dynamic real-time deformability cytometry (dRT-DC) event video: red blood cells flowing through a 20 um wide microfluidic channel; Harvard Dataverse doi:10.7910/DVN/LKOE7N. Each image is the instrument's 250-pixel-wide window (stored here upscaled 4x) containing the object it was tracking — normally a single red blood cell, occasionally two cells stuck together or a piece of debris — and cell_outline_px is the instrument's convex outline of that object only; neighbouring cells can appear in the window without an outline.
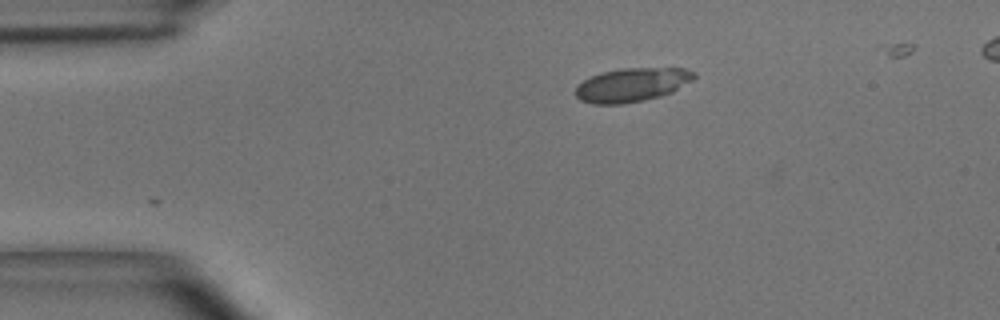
{"species": "common noctule bat (a hibernating species)", "species_latin": "Nyctalus noctula", "temperature_condition": "room temperature", "stored_images_in_passage": 2, "camera_frame_rate_fps": 3000, "um_per_image_px": 0.085, "animal": {"sex": "male", "body_mass_g": 15.6}, "frame": {"image": 1, "passage_image": 2, "time_ms": 0.333, "image_size_px": [1000, 320], "cell_outline_px": [[696, 76], [692, 80], [672, 92], [660, 96], [644, 100], [620, 104], [592, 104], [580, 100], [576, 96], [576, 88], [584, 80], [600, 72], [624, 68], [684, 68], [696, 72]], "centroid_in_image_um": [53.73, 7.21], "position_along_channel_um": 31.3, "area_um2": 23.24}}